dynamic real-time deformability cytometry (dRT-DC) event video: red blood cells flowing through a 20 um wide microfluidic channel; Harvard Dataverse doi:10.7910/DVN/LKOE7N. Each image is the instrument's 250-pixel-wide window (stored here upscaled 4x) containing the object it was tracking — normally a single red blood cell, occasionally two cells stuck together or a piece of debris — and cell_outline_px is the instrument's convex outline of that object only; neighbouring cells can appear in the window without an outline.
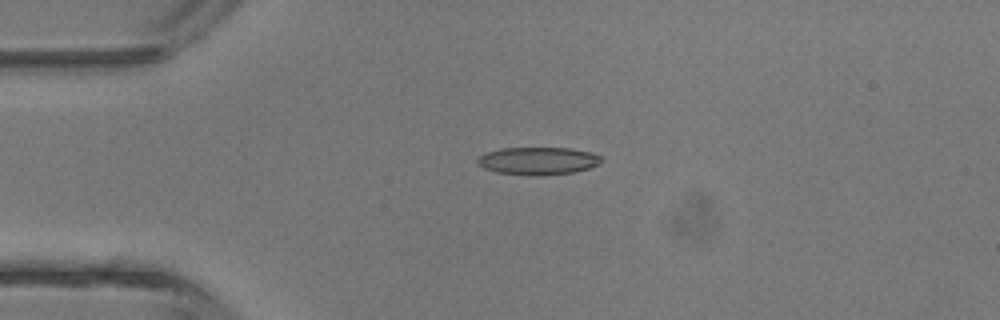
{"species": "common noctule bat (a hibernating species)", "species_latin": "Nyctalus noctula", "temperature_condition": "room temperature", "stored_images_in_passage": 4, "camera_frame_rate_fps": 3000, "um_per_image_px": 0.085, "animal": {"sex": "male", "body_mass_g": 13.3}, "frame": {"image": 1, "passage_image": 2, "time_ms": 1.333, "image_size_px": [1000, 320], "cell_outline_px": [[604, 160], [600, 164], [588, 168], [572, 172], [544, 176], [532, 176], [496, 172], [484, 168], [476, 164], [476, 160], [484, 152], [500, 148], [572, 148], [592, 152], [600, 156]], "centroid_in_image_um": [45.72, 13.67], "position_along_channel_um": 39.3, "area_um2": 20.29}}
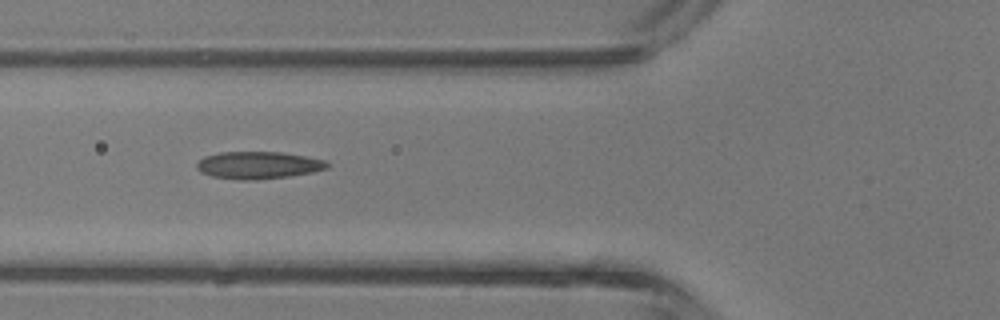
{"frame": {"image": 2, "passage_image": 4, "time_ms": 3.333, "image_size_px": [1000, 320], "cell_outline_px": [[328, 168], [312, 172], [288, 176], [252, 180], [240, 180], [212, 176], [200, 172], [196, 168], [196, 164], [204, 156], [220, 152], [280, 152], [304, 156], [324, 160], [328, 164]], "centroid_in_image_um": [21.91, 14.04], "position_along_channel_um": 103.9, "area_um2": 20.58}}